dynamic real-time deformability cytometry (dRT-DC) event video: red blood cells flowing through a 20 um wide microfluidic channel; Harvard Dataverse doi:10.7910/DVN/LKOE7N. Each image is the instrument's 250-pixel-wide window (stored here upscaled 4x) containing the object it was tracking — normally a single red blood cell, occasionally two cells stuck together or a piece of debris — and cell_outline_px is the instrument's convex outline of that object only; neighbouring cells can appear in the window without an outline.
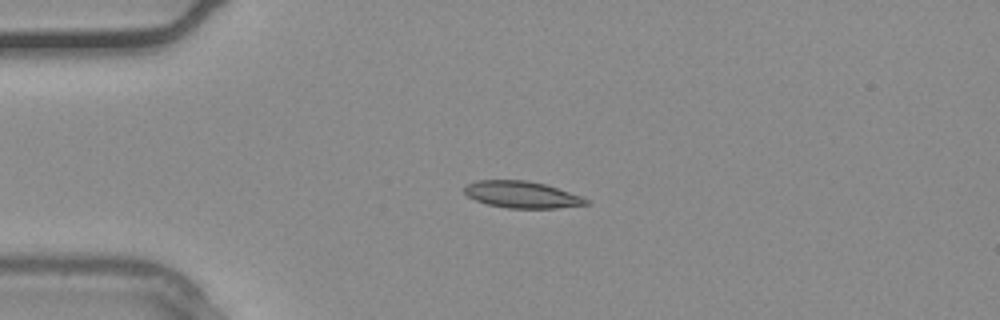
{"species": "common noctule bat (a hibernating species)", "species_latin": "Nyctalus noctula", "temperature_condition": "warm", "stored_images_in_passage": 3, "camera_frame_rate_fps": 3000, "um_per_image_px": 0.085, "animal": {"sex": "male", "body_mass_g": 20.4}, "frame": {"image": 1, "passage_image": 2, "time_ms": 0.333, "image_size_px": [1000, 320], "cell_outline_px": [[588, 204], [556, 208], [508, 208], [488, 204], [476, 200], [468, 196], [464, 192], [464, 184], [476, 180], [528, 180], [544, 184], [580, 196], [588, 200]], "centroid_in_image_um": [44.29, 16.53], "position_along_channel_um": 40.7, "area_um2": 18.79}}
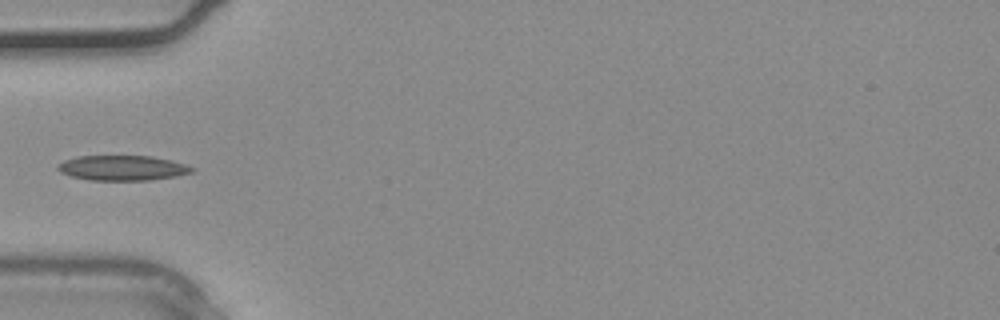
{"frame": {"image": 2, "passage_image": 3, "time_ms": 0.667, "image_size_px": [1000, 320], "cell_outline_px": [[196, 172], [176, 176], [148, 180], [88, 180], [72, 176], [60, 172], [56, 168], [56, 164], [64, 160], [76, 156], [152, 156], [172, 160], [196, 168]], "centroid_in_image_um": [10.42, 14.27], "position_along_channel_um": 74.6, "area_um2": 19.77}}